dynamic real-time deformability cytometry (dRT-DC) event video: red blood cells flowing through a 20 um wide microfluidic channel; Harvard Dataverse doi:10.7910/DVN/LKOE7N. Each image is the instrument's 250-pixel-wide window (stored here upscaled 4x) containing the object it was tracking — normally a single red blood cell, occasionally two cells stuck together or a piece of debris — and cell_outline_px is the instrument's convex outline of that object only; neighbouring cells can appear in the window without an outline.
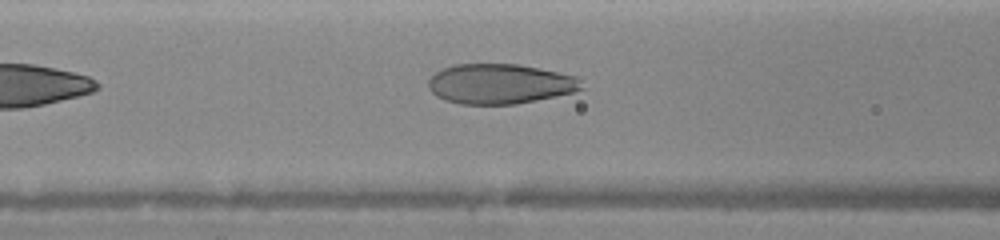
{"species": "human", "species_latin": "Homo sapiens", "temperature_condition": "warm", "stored_images_in_passage": 19, "camera_frame_rate_fps": 3000, "um_per_image_px": 0.085, "donor": {"sex": "female"}, "frame": {"image": 1, "passage_image": 6, "time_ms": 1.667, "image_size_px": [1000, 240], "cell_outline_px": [[584, 88], [576, 92], [516, 104], [460, 104], [444, 100], [436, 96], [428, 88], [428, 80], [436, 72], [444, 68], [456, 64], [520, 64], [560, 72], [576, 76], [580, 80]], "centroid_in_image_um": [42.51, 7.13], "position_along_channel_um": 124.1, "area_um2": 35.89}}
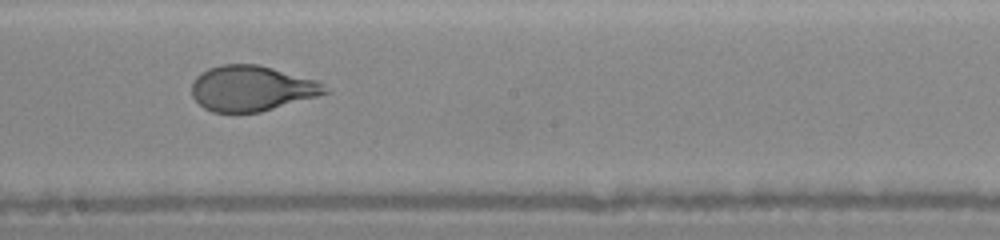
{"frame": {"image": 2, "passage_image": 13, "time_ms": 4.0, "image_size_px": [1000, 240], "cell_outline_px": [[332, 92], [260, 112], [212, 112], [204, 108], [192, 96], [192, 80], [196, 76], [208, 68], [224, 64], [260, 64], [316, 80]], "centroid_in_image_um": [21.38, 7.5], "position_along_channel_um": 226.8, "area_um2": 35.26}}